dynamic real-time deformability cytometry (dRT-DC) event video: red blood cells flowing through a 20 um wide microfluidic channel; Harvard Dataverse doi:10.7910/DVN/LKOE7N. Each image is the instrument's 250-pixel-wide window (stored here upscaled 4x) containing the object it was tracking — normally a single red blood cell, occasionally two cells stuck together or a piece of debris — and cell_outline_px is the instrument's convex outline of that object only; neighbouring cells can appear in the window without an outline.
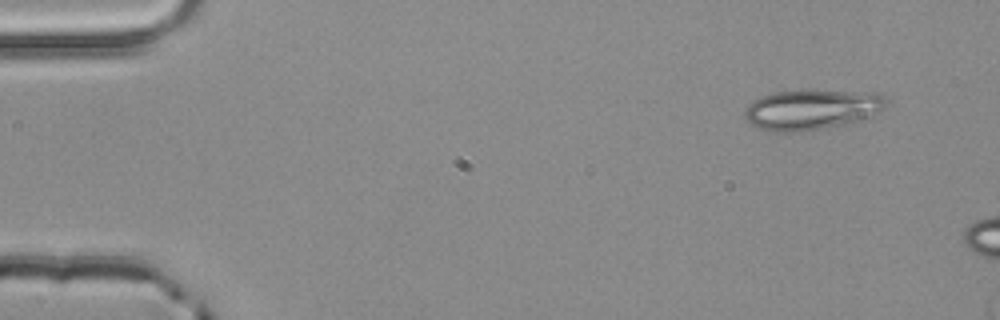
{"species": "common noctule bat (a hibernating species)", "species_latin": "Nyctalus noctula", "temperature_condition": "room temperature", "stored_images_in_passage": 3, "camera_frame_rate_fps": 3000, "um_per_image_px": 0.085, "animal": {"sex": "male", "body_mass_g": 20.4}, "frame": {"image": 1, "passage_image": 1, "time_ms": 0.0, "image_size_px": [1000, 320], "cell_outline_px": [[884, 108], [876, 112], [856, 120], [824, 128], [796, 132], [772, 132], [760, 128], [744, 120], [744, 112], [748, 104], [760, 96], [772, 92], [804, 88], [880, 92], [884, 96]], "centroid_in_image_um": [68.92, 9.25], "position_along_channel_um": 16.1, "area_um2": 33.7}}